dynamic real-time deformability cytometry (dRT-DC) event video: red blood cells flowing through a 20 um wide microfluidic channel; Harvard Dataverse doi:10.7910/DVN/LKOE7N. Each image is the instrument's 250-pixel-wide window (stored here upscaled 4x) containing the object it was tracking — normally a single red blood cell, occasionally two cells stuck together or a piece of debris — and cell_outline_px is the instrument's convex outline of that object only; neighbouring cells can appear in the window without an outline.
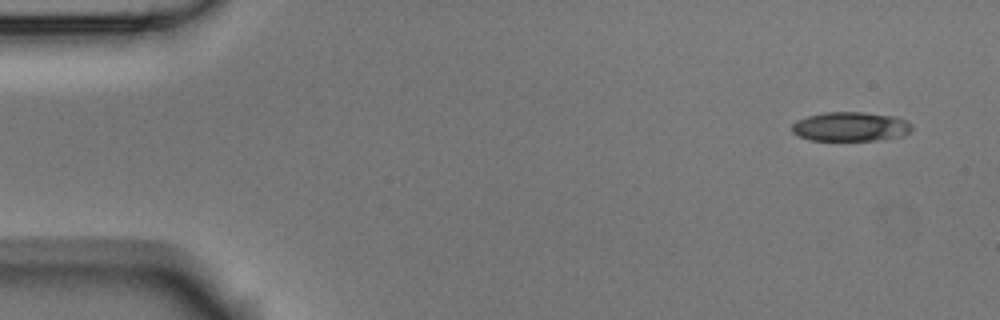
{"species": "Egyptian fruit bat (a non-hibernating species)", "species_latin": "Rousettus aegyptiacus", "temperature_condition": "room temperature", "stored_images_in_passage": 5, "camera_frame_rate_fps": 3000, "um_per_image_px": 0.085, "animal": {"sex": "male"}, "frame": {"image": 1, "passage_image": 1, "time_ms": 0.0, "image_size_px": [1000, 320], "cell_outline_px": [[912, 128], [908, 132], [900, 136], [876, 140], [808, 140], [792, 132], [792, 124], [796, 120], [808, 116], [824, 112], [860, 112], [896, 116], [912, 124]], "centroid_in_image_um": [72.26, 10.75], "position_along_channel_um": 12.7, "area_um2": 20.35}}
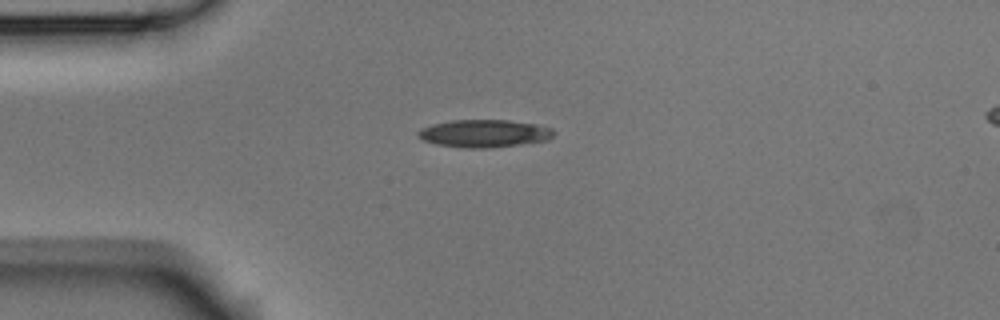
{"frame": {"image": 2, "passage_image": 4, "time_ms": 1.0, "image_size_px": [1000, 320], "cell_outline_px": [[556, 132], [548, 140], [520, 144], [488, 148], [464, 148], [436, 144], [424, 140], [416, 136], [416, 132], [420, 128], [432, 124], [452, 120], [508, 120], [536, 124], [552, 128]], "centroid_in_image_um": [41.14, 11.34], "position_along_channel_um": 43.9, "area_um2": 21.96}}